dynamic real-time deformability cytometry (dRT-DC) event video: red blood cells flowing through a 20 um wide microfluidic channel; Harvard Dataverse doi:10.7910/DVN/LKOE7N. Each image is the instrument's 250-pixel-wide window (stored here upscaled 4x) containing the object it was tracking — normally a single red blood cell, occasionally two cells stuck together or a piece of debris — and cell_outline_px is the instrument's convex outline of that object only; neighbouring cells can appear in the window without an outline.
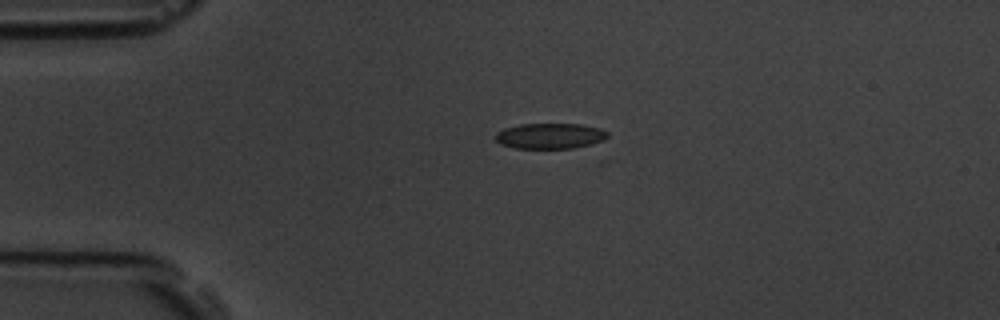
{"species": "common noctule bat (a hibernating species)", "species_latin": "Nyctalus noctula", "temperature_condition": "room temperature", "stored_images_in_passage": 2, "camera_frame_rate_fps": 3000, "um_per_image_px": 0.085, "animal": {"sex": "male", "body_mass_g": 19.5, "forearm_length_mm": 54.6}, "frame": {"image": 1, "passage_image": 1, "time_ms": 0.0, "image_size_px": [1000, 320], "cell_outline_px": [[608, 136], [604, 140], [592, 144], [572, 148], [512, 148], [500, 144], [496, 140], [496, 132], [504, 128], [520, 124], [580, 124], [600, 128], [608, 132]], "centroid_in_image_um": [46.75, 11.55], "position_along_channel_um": 38.3, "area_um2": 16.76}}